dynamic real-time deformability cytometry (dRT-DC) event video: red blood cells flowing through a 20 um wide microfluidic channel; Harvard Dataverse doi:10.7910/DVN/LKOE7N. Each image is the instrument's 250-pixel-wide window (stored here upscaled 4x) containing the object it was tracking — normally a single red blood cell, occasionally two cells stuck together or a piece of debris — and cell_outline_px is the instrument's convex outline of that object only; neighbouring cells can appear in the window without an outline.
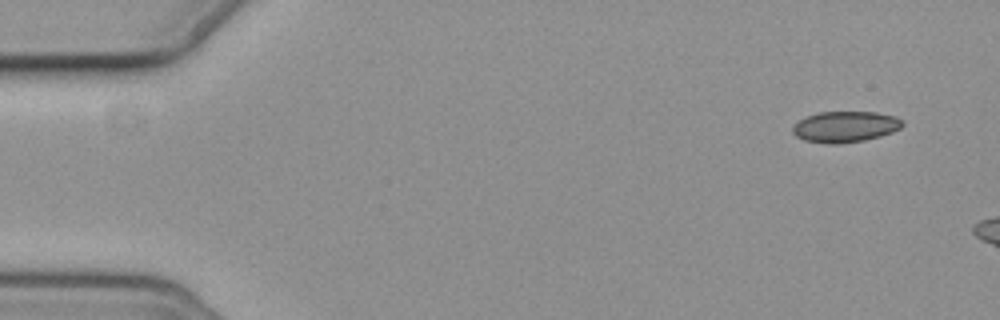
{"species": "common noctule bat (a hibernating species)", "species_latin": "Nyctalus noctula", "temperature_condition": "cold", "stored_images_in_passage": 5, "camera_frame_rate_fps": 3000, "um_per_image_px": 0.085, "animal": {"sex": "female", "body_mass_g": 19.3, "forearm_length_mm": 54.1}, "frame": {"image": 1, "passage_image": 1, "time_ms": 0.0, "image_size_px": [1000, 320], "cell_outline_px": [[904, 124], [900, 128], [892, 132], [880, 136], [864, 140], [840, 144], [828, 144], [804, 140], [796, 136], [792, 132], [792, 128], [800, 120], [816, 112], [876, 112], [896, 116], [904, 120]], "centroid_in_image_um": [71.87, 10.77], "position_along_channel_um": 13.1, "area_um2": 19.88}}